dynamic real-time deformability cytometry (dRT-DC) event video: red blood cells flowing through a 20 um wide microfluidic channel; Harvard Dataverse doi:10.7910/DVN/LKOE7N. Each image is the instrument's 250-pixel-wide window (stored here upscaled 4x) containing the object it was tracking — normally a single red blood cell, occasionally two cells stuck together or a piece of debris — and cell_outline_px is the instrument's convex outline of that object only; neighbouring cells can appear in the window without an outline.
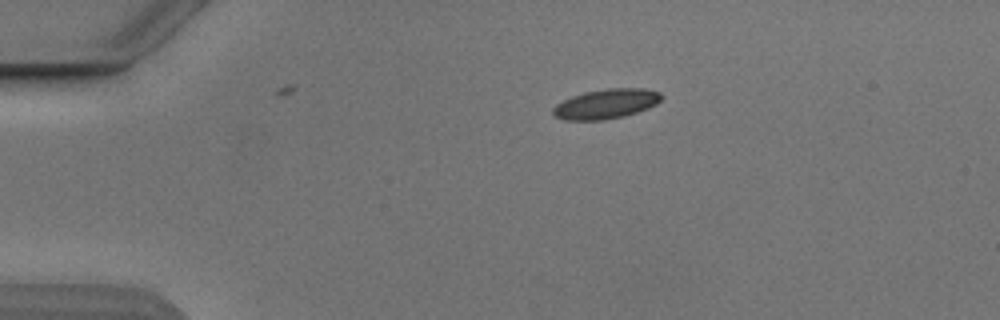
{"species": "Egyptian fruit bat (a non-hibernating species)", "species_latin": "Rousettus aegyptiacus", "temperature_condition": "cold", "stored_images_in_passage": 3, "camera_frame_rate_fps": 3000, "um_per_image_px": 0.085, "animal": {"sex": "male"}, "frame": {"image": 1, "passage_image": 1, "time_ms": 0.0, "image_size_px": [1000, 320], "cell_outline_px": [[664, 96], [656, 104], [648, 108], [624, 116], [604, 120], [564, 120], [556, 116], [552, 112], [552, 108], [556, 104], [572, 96], [584, 92], [608, 88], [644, 88], [660, 92]], "centroid_in_image_um": [51.53, 8.82], "position_along_channel_um": 33.5, "area_um2": 18.79}}